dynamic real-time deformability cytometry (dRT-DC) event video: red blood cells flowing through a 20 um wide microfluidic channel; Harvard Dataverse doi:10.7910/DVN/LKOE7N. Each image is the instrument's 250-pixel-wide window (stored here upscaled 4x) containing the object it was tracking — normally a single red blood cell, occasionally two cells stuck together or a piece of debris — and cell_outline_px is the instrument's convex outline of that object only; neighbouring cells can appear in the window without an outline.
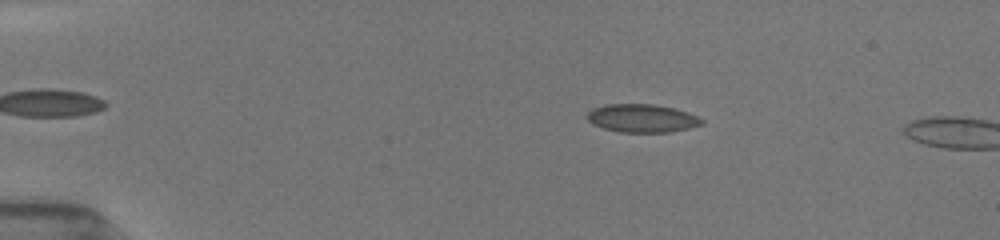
{"species": "common noctule bat (a hibernating species)", "species_latin": "Nyctalus noctula", "temperature_condition": "room temperature", "stored_images_in_passage": 28, "camera_frame_rate_fps": 3000, "um_per_image_px": 0.085, "animal": {"sex": "female", "body_mass_g": 19.5, "forearm_length_mm": 54.1}, "frame": {"image": 1, "passage_image": 9, "time_ms": 3.0, "image_size_px": [1000, 240], "cell_outline_px": [[704, 124], [688, 128], [668, 132], [620, 132], [604, 128], [592, 124], [588, 120], [588, 112], [592, 108], [604, 104], [656, 104], [688, 112], [704, 120]], "centroid_in_image_um": [54.56, 10.04], "position_along_channel_um": 30.4, "area_um2": 18.79}}
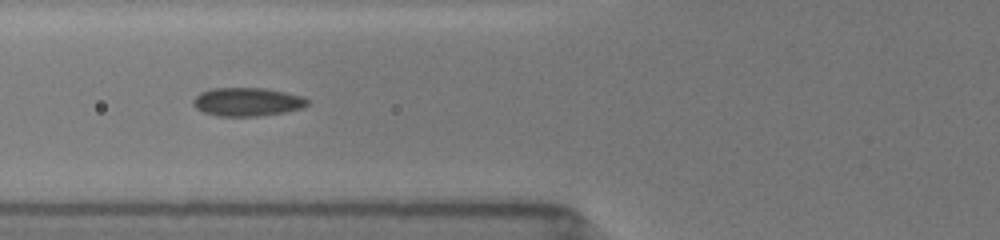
{"frame": {"image": 2, "passage_image": 20, "time_ms": 6.667, "image_size_px": [1000, 240], "cell_outline_px": [[308, 104], [304, 108], [284, 112], [256, 116], [216, 116], [204, 112], [196, 108], [192, 104], [192, 100], [200, 92], [212, 88], [264, 88], [284, 92], [300, 96], [308, 100]], "centroid_in_image_um": [20.98, 8.66], "position_along_channel_um": 104.8, "area_um2": 18.9}}
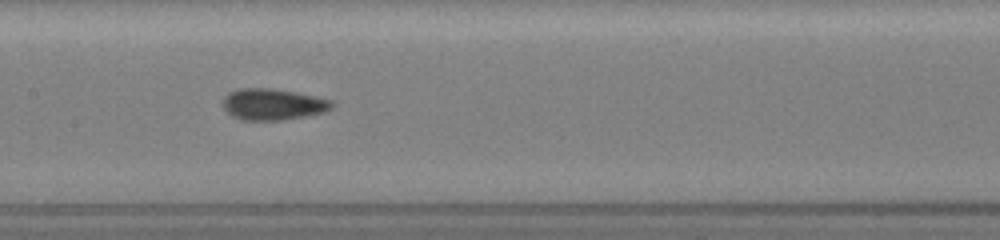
{"frame": {"image": 3, "passage_image": 25, "time_ms": 8.667, "image_size_px": [1000, 240], "cell_outline_px": [[336, 104], [332, 108], [324, 112], [304, 116], [280, 120], [240, 120], [232, 116], [224, 108], [224, 96], [228, 92], [240, 88], [272, 88], [316, 96], [332, 100]], "centroid_in_image_um": [23.21, 8.86], "position_along_channel_um": 184.2, "area_um2": 19.94}}